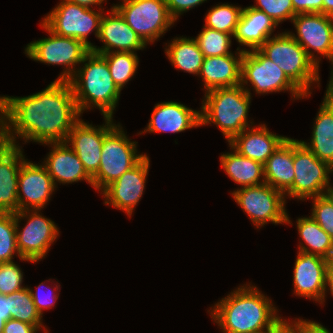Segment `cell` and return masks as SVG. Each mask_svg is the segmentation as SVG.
Masks as SVG:
<instances>
[{
  "label": "cell",
  "instance_id": "15",
  "mask_svg": "<svg viewBox=\"0 0 333 333\" xmlns=\"http://www.w3.org/2000/svg\"><path fill=\"white\" fill-rule=\"evenodd\" d=\"M105 125L98 128L79 119L72 127L65 142L72 146L83 164L86 172L92 177L99 169L104 137L116 126L112 117H104Z\"/></svg>",
  "mask_w": 333,
  "mask_h": 333
},
{
  "label": "cell",
  "instance_id": "45",
  "mask_svg": "<svg viewBox=\"0 0 333 333\" xmlns=\"http://www.w3.org/2000/svg\"><path fill=\"white\" fill-rule=\"evenodd\" d=\"M66 1L89 8V6L91 5L95 4L100 5L104 0H66Z\"/></svg>",
  "mask_w": 333,
  "mask_h": 333
},
{
  "label": "cell",
  "instance_id": "24",
  "mask_svg": "<svg viewBox=\"0 0 333 333\" xmlns=\"http://www.w3.org/2000/svg\"><path fill=\"white\" fill-rule=\"evenodd\" d=\"M246 128L229 141L232 150L264 164L280 144L287 138L273 134L265 124L258 128ZM246 132V133H245Z\"/></svg>",
  "mask_w": 333,
  "mask_h": 333
},
{
  "label": "cell",
  "instance_id": "48",
  "mask_svg": "<svg viewBox=\"0 0 333 333\" xmlns=\"http://www.w3.org/2000/svg\"><path fill=\"white\" fill-rule=\"evenodd\" d=\"M311 333H330V332L321 324L311 321Z\"/></svg>",
  "mask_w": 333,
  "mask_h": 333
},
{
  "label": "cell",
  "instance_id": "8",
  "mask_svg": "<svg viewBox=\"0 0 333 333\" xmlns=\"http://www.w3.org/2000/svg\"><path fill=\"white\" fill-rule=\"evenodd\" d=\"M113 7L145 44L153 43L175 22L165 0H123Z\"/></svg>",
  "mask_w": 333,
  "mask_h": 333
},
{
  "label": "cell",
  "instance_id": "34",
  "mask_svg": "<svg viewBox=\"0 0 333 333\" xmlns=\"http://www.w3.org/2000/svg\"><path fill=\"white\" fill-rule=\"evenodd\" d=\"M195 38L200 51L204 57H214L232 54L229 52L231 46V34L219 32L207 27Z\"/></svg>",
  "mask_w": 333,
  "mask_h": 333
},
{
  "label": "cell",
  "instance_id": "5",
  "mask_svg": "<svg viewBox=\"0 0 333 333\" xmlns=\"http://www.w3.org/2000/svg\"><path fill=\"white\" fill-rule=\"evenodd\" d=\"M259 50L276 64L286 76L305 94L312 82H319V67L307 56L305 49L289 34L274 35Z\"/></svg>",
  "mask_w": 333,
  "mask_h": 333
},
{
  "label": "cell",
  "instance_id": "25",
  "mask_svg": "<svg viewBox=\"0 0 333 333\" xmlns=\"http://www.w3.org/2000/svg\"><path fill=\"white\" fill-rule=\"evenodd\" d=\"M244 51L239 50L238 58L233 54L204 58L199 75L202 76L206 92L240 85Z\"/></svg>",
  "mask_w": 333,
  "mask_h": 333
},
{
  "label": "cell",
  "instance_id": "46",
  "mask_svg": "<svg viewBox=\"0 0 333 333\" xmlns=\"http://www.w3.org/2000/svg\"><path fill=\"white\" fill-rule=\"evenodd\" d=\"M326 287L329 286L331 294L333 295V266L328 265L326 271Z\"/></svg>",
  "mask_w": 333,
  "mask_h": 333
},
{
  "label": "cell",
  "instance_id": "1",
  "mask_svg": "<svg viewBox=\"0 0 333 333\" xmlns=\"http://www.w3.org/2000/svg\"><path fill=\"white\" fill-rule=\"evenodd\" d=\"M0 114L4 141L15 146L14 133L26 142H65L80 117L72 86L62 80L28 97H0Z\"/></svg>",
  "mask_w": 333,
  "mask_h": 333
},
{
  "label": "cell",
  "instance_id": "39",
  "mask_svg": "<svg viewBox=\"0 0 333 333\" xmlns=\"http://www.w3.org/2000/svg\"><path fill=\"white\" fill-rule=\"evenodd\" d=\"M291 323L280 317L274 323V333H311V321L300 319Z\"/></svg>",
  "mask_w": 333,
  "mask_h": 333
},
{
  "label": "cell",
  "instance_id": "19",
  "mask_svg": "<svg viewBox=\"0 0 333 333\" xmlns=\"http://www.w3.org/2000/svg\"><path fill=\"white\" fill-rule=\"evenodd\" d=\"M24 161L18 144L15 146L5 143L0 119V213L18 211V174Z\"/></svg>",
  "mask_w": 333,
  "mask_h": 333
},
{
  "label": "cell",
  "instance_id": "12",
  "mask_svg": "<svg viewBox=\"0 0 333 333\" xmlns=\"http://www.w3.org/2000/svg\"><path fill=\"white\" fill-rule=\"evenodd\" d=\"M248 81L258 94L289 90L295 99L307 96L259 49L243 52L240 84Z\"/></svg>",
  "mask_w": 333,
  "mask_h": 333
},
{
  "label": "cell",
  "instance_id": "7",
  "mask_svg": "<svg viewBox=\"0 0 333 333\" xmlns=\"http://www.w3.org/2000/svg\"><path fill=\"white\" fill-rule=\"evenodd\" d=\"M293 165L295 176L292 187L286 192L287 196L304 200L325 195L333 189L329 185V173L333 172V168L295 139Z\"/></svg>",
  "mask_w": 333,
  "mask_h": 333
},
{
  "label": "cell",
  "instance_id": "3",
  "mask_svg": "<svg viewBox=\"0 0 333 333\" xmlns=\"http://www.w3.org/2000/svg\"><path fill=\"white\" fill-rule=\"evenodd\" d=\"M84 62V66L76 70L69 80L80 115L93 105L101 110L104 117H112L121 90L112 79L106 59L90 51Z\"/></svg>",
  "mask_w": 333,
  "mask_h": 333
},
{
  "label": "cell",
  "instance_id": "47",
  "mask_svg": "<svg viewBox=\"0 0 333 333\" xmlns=\"http://www.w3.org/2000/svg\"><path fill=\"white\" fill-rule=\"evenodd\" d=\"M323 14L333 17V0H323Z\"/></svg>",
  "mask_w": 333,
  "mask_h": 333
},
{
  "label": "cell",
  "instance_id": "27",
  "mask_svg": "<svg viewBox=\"0 0 333 333\" xmlns=\"http://www.w3.org/2000/svg\"><path fill=\"white\" fill-rule=\"evenodd\" d=\"M276 26L270 16L249 6L242 9L233 37L241 45L259 49L270 38Z\"/></svg>",
  "mask_w": 333,
  "mask_h": 333
},
{
  "label": "cell",
  "instance_id": "28",
  "mask_svg": "<svg viewBox=\"0 0 333 333\" xmlns=\"http://www.w3.org/2000/svg\"><path fill=\"white\" fill-rule=\"evenodd\" d=\"M220 161L227 175L242 187L265 183L263 164L239 154L236 150L221 155ZM260 176L263 177L261 182Z\"/></svg>",
  "mask_w": 333,
  "mask_h": 333
},
{
  "label": "cell",
  "instance_id": "50",
  "mask_svg": "<svg viewBox=\"0 0 333 333\" xmlns=\"http://www.w3.org/2000/svg\"><path fill=\"white\" fill-rule=\"evenodd\" d=\"M328 265H332L333 266V247H332L331 255L328 258Z\"/></svg>",
  "mask_w": 333,
  "mask_h": 333
},
{
  "label": "cell",
  "instance_id": "2",
  "mask_svg": "<svg viewBox=\"0 0 333 333\" xmlns=\"http://www.w3.org/2000/svg\"><path fill=\"white\" fill-rule=\"evenodd\" d=\"M246 286L238 287L211 310L224 333H253L272 326L280 318L269 298L256 286Z\"/></svg>",
  "mask_w": 333,
  "mask_h": 333
},
{
  "label": "cell",
  "instance_id": "11",
  "mask_svg": "<svg viewBox=\"0 0 333 333\" xmlns=\"http://www.w3.org/2000/svg\"><path fill=\"white\" fill-rule=\"evenodd\" d=\"M102 11L103 9L98 13L90 7L63 0L42 23L54 34L80 40L91 49L93 45L87 41V36L95 30V36L98 38Z\"/></svg>",
  "mask_w": 333,
  "mask_h": 333
},
{
  "label": "cell",
  "instance_id": "26",
  "mask_svg": "<svg viewBox=\"0 0 333 333\" xmlns=\"http://www.w3.org/2000/svg\"><path fill=\"white\" fill-rule=\"evenodd\" d=\"M294 139L286 138L263 164L264 180L284 195L293 185Z\"/></svg>",
  "mask_w": 333,
  "mask_h": 333
},
{
  "label": "cell",
  "instance_id": "38",
  "mask_svg": "<svg viewBox=\"0 0 333 333\" xmlns=\"http://www.w3.org/2000/svg\"><path fill=\"white\" fill-rule=\"evenodd\" d=\"M23 273L21 269L12 262L0 263V295H8L25 287L22 285Z\"/></svg>",
  "mask_w": 333,
  "mask_h": 333
},
{
  "label": "cell",
  "instance_id": "31",
  "mask_svg": "<svg viewBox=\"0 0 333 333\" xmlns=\"http://www.w3.org/2000/svg\"><path fill=\"white\" fill-rule=\"evenodd\" d=\"M6 301H9L10 318L34 325L38 329L42 327V317L34 305L30 288L25 287L6 295Z\"/></svg>",
  "mask_w": 333,
  "mask_h": 333
},
{
  "label": "cell",
  "instance_id": "42",
  "mask_svg": "<svg viewBox=\"0 0 333 333\" xmlns=\"http://www.w3.org/2000/svg\"><path fill=\"white\" fill-rule=\"evenodd\" d=\"M43 285H45V283L42 282L38 286L36 293L30 289V293H31L32 299L34 301V305H35L38 313L41 315V317L43 314L42 313L43 309L52 308L56 299L58 298V295L47 296V297L43 296L44 294L41 291H39V289L42 288ZM40 293H42V295ZM52 294H50V295H52Z\"/></svg>",
  "mask_w": 333,
  "mask_h": 333
},
{
  "label": "cell",
  "instance_id": "37",
  "mask_svg": "<svg viewBox=\"0 0 333 333\" xmlns=\"http://www.w3.org/2000/svg\"><path fill=\"white\" fill-rule=\"evenodd\" d=\"M256 2L259 6L251 7L270 16L277 25L286 19L292 20L296 16L291 0H256Z\"/></svg>",
  "mask_w": 333,
  "mask_h": 333
},
{
  "label": "cell",
  "instance_id": "52",
  "mask_svg": "<svg viewBox=\"0 0 333 333\" xmlns=\"http://www.w3.org/2000/svg\"><path fill=\"white\" fill-rule=\"evenodd\" d=\"M0 333H3V328L0 327Z\"/></svg>",
  "mask_w": 333,
  "mask_h": 333
},
{
  "label": "cell",
  "instance_id": "51",
  "mask_svg": "<svg viewBox=\"0 0 333 333\" xmlns=\"http://www.w3.org/2000/svg\"><path fill=\"white\" fill-rule=\"evenodd\" d=\"M327 195L333 200V189H331Z\"/></svg>",
  "mask_w": 333,
  "mask_h": 333
},
{
  "label": "cell",
  "instance_id": "44",
  "mask_svg": "<svg viewBox=\"0 0 333 333\" xmlns=\"http://www.w3.org/2000/svg\"><path fill=\"white\" fill-rule=\"evenodd\" d=\"M10 319L9 301H6V295H0V327L5 326L6 321Z\"/></svg>",
  "mask_w": 333,
  "mask_h": 333
},
{
  "label": "cell",
  "instance_id": "41",
  "mask_svg": "<svg viewBox=\"0 0 333 333\" xmlns=\"http://www.w3.org/2000/svg\"><path fill=\"white\" fill-rule=\"evenodd\" d=\"M294 8V14L302 13H322L323 0H291Z\"/></svg>",
  "mask_w": 333,
  "mask_h": 333
},
{
  "label": "cell",
  "instance_id": "40",
  "mask_svg": "<svg viewBox=\"0 0 333 333\" xmlns=\"http://www.w3.org/2000/svg\"><path fill=\"white\" fill-rule=\"evenodd\" d=\"M204 1L206 0H165V3L170 16L176 21L181 13L200 5Z\"/></svg>",
  "mask_w": 333,
  "mask_h": 333
},
{
  "label": "cell",
  "instance_id": "36",
  "mask_svg": "<svg viewBox=\"0 0 333 333\" xmlns=\"http://www.w3.org/2000/svg\"><path fill=\"white\" fill-rule=\"evenodd\" d=\"M311 217L333 239V200L327 195L313 197Z\"/></svg>",
  "mask_w": 333,
  "mask_h": 333
},
{
  "label": "cell",
  "instance_id": "21",
  "mask_svg": "<svg viewBox=\"0 0 333 333\" xmlns=\"http://www.w3.org/2000/svg\"><path fill=\"white\" fill-rule=\"evenodd\" d=\"M313 127L311 143L306 146L319 160L333 168V71Z\"/></svg>",
  "mask_w": 333,
  "mask_h": 333
},
{
  "label": "cell",
  "instance_id": "16",
  "mask_svg": "<svg viewBox=\"0 0 333 333\" xmlns=\"http://www.w3.org/2000/svg\"><path fill=\"white\" fill-rule=\"evenodd\" d=\"M55 188L52 177L44 165L25 160L18 174V211L30 208L40 210L49 201Z\"/></svg>",
  "mask_w": 333,
  "mask_h": 333
},
{
  "label": "cell",
  "instance_id": "29",
  "mask_svg": "<svg viewBox=\"0 0 333 333\" xmlns=\"http://www.w3.org/2000/svg\"><path fill=\"white\" fill-rule=\"evenodd\" d=\"M168 47L165 52L175 68L195 75L200 73L205 57L195 39L176 38Z\"/></svg>",
  "mask_w": 333,
  "mask_h": 333
},
{
  "label": "cell",
  "instance_id": "10",
  "mask_svg": "<svg viewBox=\"0 0 333 333\" xmlns=\"http://www.w3.org/2000/svg\"><path fill=\"white\" fill-rule=\"evenodd\" d=\"M232 195L257 228L267 222L291 224L284 207L285 195L266 182L242 187L234 191Z\"/></svg>",
  "mask_w": 333,
  "mask_h": 333
},
{
  "label": "cell",
  "instance_id": "43",
  "mask_svg": "<svg viewBox=\"0 0 333 333\" xmlns=\"http://www.w3.org/2000/svg\"><path fill=\"white\" fill-rule=\"evenodd\" d=\"M38 330L34 325L12 318L8 319L3 327V333H36Z\"/></svg>",
  "mask_w": 333,
  "mask_h": 333
},
{
  "label": "cell",
  "instance_id": "9",
  "mask_svg": "<svg viewBox=\"0 0 333 333\" xmlns=\"http://www.w3.org/2000/svg\"><path fill=\"white\" fill-rule=\"evenodd\" d=\"M41 25L51 37L29 43L25 53L36 61L66 66V70L56 80L69 81L76 72L73 66L82 63L91 50L82 41L56 35L43 23Z\"/></svg>",
  "mask_w": 333,
  "mask_h": 333
},
{
  "label": "cell",
  "instance_id": "20",
  "mask_svg": "<svg viewBox=\"0 0 333 333\" xmlns=\"http://www.w3.org/2000/svg\"><path fill=\"white\" fill-rule=\"evenodd\" d=\"M110 14L111 16L103 15L100 21L98 39L104 42V47L92 46L90 49L92 52L97 54L115 51L134 53L135 50H141L146 46L114 7H112Z\"/></svg>",
  "mask_w": 333,
  "mask_h": 333
},
{
  "label": "cell",
  "instance_id": "23",
  "mask_svg": "<svg viewBox=\"0 0 333 333\" xmlns=\"http://www.w3.org/2000/svg\"><path fill=\"white\" fill-rule=\"evenodd\" d=\"M45 144L53 145L47 160H44V166L52 177L55 187V181L64 184L81 180H86L93 186L92 177L86 172L82 162L67 142H49Z\"/></svg>",
  "mask_w": 333,
  "mask_h": 333
},
{
  "label": "cell",
  "instance_id": "33",
  "mask_svg": "<svg viewBox=\"0 0 333 333\" xmlns=\"http://www.w3.org/2000/svg\"><path fill=\"white\" fill-rule=\"evenodd\" d=\"M243 8L233 6L232 4H222L213 7L205 18L204 27L228 33L232 36L235 33L236 26Z\"/></svg>",
  "mask_w": 333,
  "mask_h": 333
},
{
  "label": "cell",
  "instance_id": "4",
  "mask_svg": "<svg viewBox=\"0 0 333 333\" xmlns=\"http://www.w3.org/2000/svg\"><path fill=\"white\" fill-rule=\"evenodd\" d=\"M250 99V90L241 84L206 92L200 112L201 125L216 124L229 142L248 126Z\"/></svg>",
  "mask_w": 333,
  "mask_h": 333
},
{
  "label": "cell",
  "instance_id": "30",
  "mask_svg": "<svg viewBox=\"0 0 333 333\" xmlns=\"http://www.w3.org/2000/svg\"><path fill=\"white\" fill-rule=\"evenodd\" d=\"M297 228L302 240L310 247L307 248L301 243L299 251L316 254L326 259L330 257L333 239L312 217L299 218Z\"/></svg>",
  "mask_w": 333,
  "mask_h": 333
},
{
  "label": "cell",
  "instance_id": "18",
  "mask_svg": "<svg viewBox=\"0 0 333 333\" xmlns=\"http://www.w3.org/2000/svg\"><path fill=\"white\" fill-rule=\"evenodd\" d=\"M293 272L294 293L322 303L326 293L328 259L299 251Z\"/></svg>",
  "mask_w": 333,
  "mask_h": 333
},
{
  "label": "cell",
  "instance_id": "13",
  "mask_svg": "<svg viewBox=\"0 0 333 333\" xmlns=\"http://www.w3.org/2000/svg\"><path fill=\"white\" fill-rule=\"evenodd\" d=\"M32 211L31 214H29ZM39 210H21L14 213L16 223V240L20 259L38 262L45 257L51 243L57 238L59 230L50 219L38 214ZM29 214V217L28 214ZM27 217L28 223L19 232V220Z\"/></svg>",
  "mask_w": 333,
  "mask_h": 333
},
{
  "label": "cell",
  "instance_id": "14",
  "mask_svg": "<svg viewBox=\"0 0 333 333\" xmlns=\"http://www.w3.org/2000/svg\"><path fill=\"white\" fill-rule=\"evenodd\" d=\"M297 36L289 33L306 51L307 56L319 67L318 58L309 51L312 48L333 64V17L322 13L297 14L292 19Z\"/></svg>",
  "mask_w": 333,
  "mask_h": 333
},
{
  "label": "cell",
  "instance_id": "32",
  "mask_svg": "<svg viewBox=\"0 0 333 333\" xmlns=\"http://www.w3.org/2000/svg\"><path fill=\"white\" fill-rule=\"evenodd\" d=\"M107 61L114 83L120 90L134 76L139 59L133 52H111L101 54Z\"/></svg>",
  "mask_w": 333,
  "mask_h": 333
},
{
  "label": "cell",
  "instance_id": "17",
  "mask_svg": "<svg viewBox=\"0 0 333 333\" xmlns=\"http://www.w3.org/2000/svg\"><path fill=\"white\" fill-rule=\"evenodd\" d=\"M149 162V158L145 156L138 164L105 187L102 190L106 198L105 204H111L131 217L145 189Z\"/></svg>",
  "mask_w": 333,
  "mask_h": 333
},
{
  "label": "cell",
  "instance_id": "6",
  "mask_svg": "<svg viewBox=\"0 0 333 333\" xmlns=\"http://www.w3.org/2000/svg\"><path fill=\"white\" fill-rule=\"evenodd\" d=\"M136 144L128 139L119 124L104 137L99 169L92 176L94 188L102 191L146 156L136 154Z\"/></svg>",
  "mask_w": 333,
  "mask_h": 333
},
{
  "label": "cell",
  "instance_id": "49",
  "mask_svg": "<svg viewBox=\"0 0 333 333\" xmlns=\"http://www.w3.org/2000/svg\"><path fill=\"white\" fill-rule=\"evenodd\" d=\"M253 333H274V324L268 328H265V331H264V329H262L259 331H255Z\"/></svg>",
  "mask_w": 333,
  "mask_h": 333
},
{
  "label": "cell",
  "instance_id": "35",
  "mask_svg": "<svg viewBox=\"0 0 333 333\" xmlns=\"http://www.w3.org/2000/svg\"><path fill=\"white\" fill-rule=\"evenodd\" d=\"M15 252L20 257L14 213H0V263L12 262Z\"/></svg>",
  "mask_w": 333,
  "mask_h": 333
},
{
  "label": "cell",
  "instance_id": "22",
  "mask_svg": "<svg viewBox=\"0 0 333 333\" xmlns=\"http://www.w3.org/2000/svg\"><path fill=\"white\" fill-rule=\"evenodd\" d=\"M201 126L200 111L178 102H163L154 107L151 120L143 132H182Z\"/></svg>",
  "mask_w": 333,
  "mask_h": 333
}]
</instances>
